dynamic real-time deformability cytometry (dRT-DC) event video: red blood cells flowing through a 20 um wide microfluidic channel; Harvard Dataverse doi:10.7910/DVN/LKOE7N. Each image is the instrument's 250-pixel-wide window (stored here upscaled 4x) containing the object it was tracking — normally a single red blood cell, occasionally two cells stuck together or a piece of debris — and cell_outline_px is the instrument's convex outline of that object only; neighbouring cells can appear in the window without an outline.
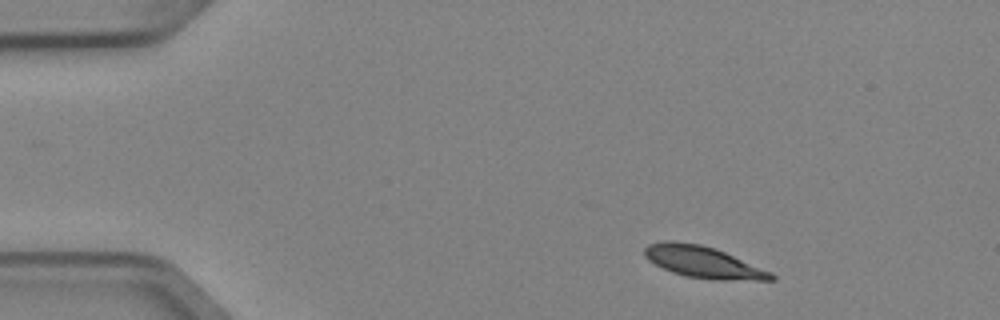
{"species": "Egyptian fruit bat (a non-hibernating species)", "species_latin": "Rousettus aegyptiacus", "temperature_condition": "cold", "stored_images_in_passage": 3, "camera_frame_rate_fps": 3000, "um_per_image_px": 0.085, "animal": {"sex": "female"}, "frame": {"image": 1, "passage_image": 1, "time_ms": 0.0, "image_size_px": [1000, 320], "cell_outline_px": [[776, 280], [712, 280], [684, 276], [672, 272], [648, 260], [644, 256], [644, 248], [648, 244], [664, 240], [672, 240], [700, 244], [716, 248], [772, 272], [776, 276]], "centroid_in_image_um": [59.77, 22.27], "position_along_channel_um": 25.2, "area_um2": 23.58}}